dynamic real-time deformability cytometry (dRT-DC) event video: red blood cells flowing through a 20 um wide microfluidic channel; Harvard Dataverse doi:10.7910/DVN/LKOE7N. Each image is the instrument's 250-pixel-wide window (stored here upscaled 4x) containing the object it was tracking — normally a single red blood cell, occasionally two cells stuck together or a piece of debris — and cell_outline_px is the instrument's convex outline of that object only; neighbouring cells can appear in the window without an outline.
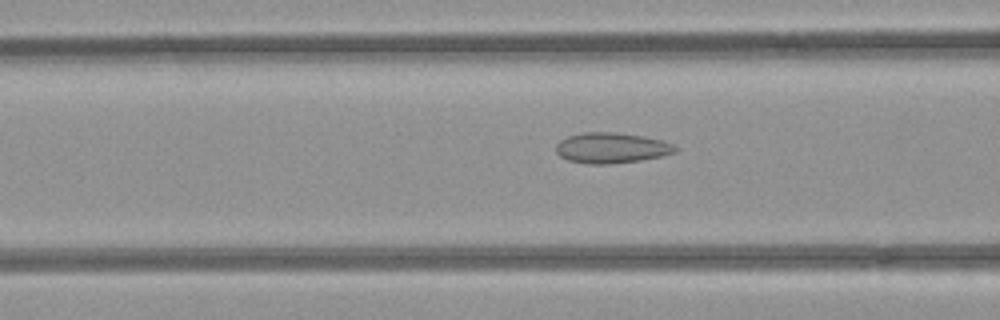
{"species": "common noctule bat (a hibernating species)", "species_latin": "Nyctalus noctula", "temperature_condition": "room temperature", "stored_images_in_passage": 47, "camera_frame_rate_fps": 3000, "um_per_image_px": 0.085, "animal": {"sex": "female", "body_mass_g": 21.9}, "frame": {"image": 1, "passage_image": 20, "time_ms": 6.333, "image_size_px": [1000, 320], "cell_outline_px": [[676, 152], [660, 156], [640, 160], [608, 164], [588, 164], [568, 160], [560, 156], [556, 152], [556, 144], [560, 140], [568, 136], [584, 132], [616, 132], [644, 136], [664, 140], [672, 144], [676, 148]], "centroid_in_image_um": [51.96, 12.56], "position_along_channel_um": 114.6, "area_um2": 21.21}}
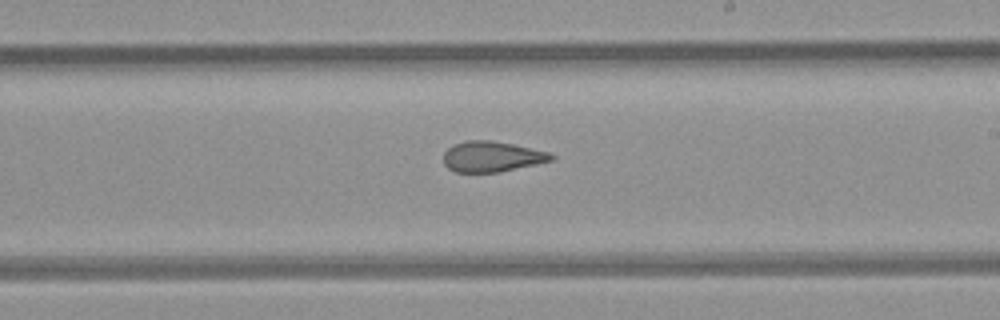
{"frame": {"image": 2, "passage_image": 30, "time_ms": 9.667, "image_size_px": [1000, 320], "cell_outline_px": [[556, 160], [500, 172], [456, 172], [448, 168], [444, 164], [444, 152], [448, 148], [456, 144], [468, 140], [492, 140], [512, 144], [548, 152], [556, 156]], "centroid_in_image_um": [41.84, 13.32], "position_along_channel_um": 247.2, "area_um2": 19.19}}
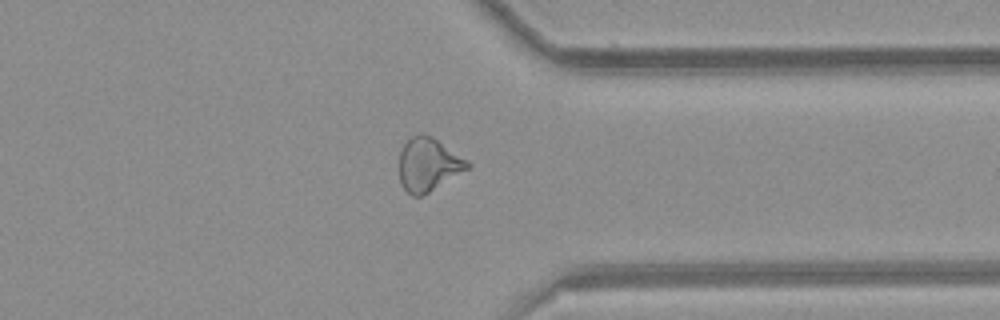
{"frame": {"image": 3, "passage_image": 40, "time_ms": 13.0, "image_size_px": [1000, 320], "cell_outline_px": [[472, 164], [468, 168], [428, 192], [420, 196], [412, 196], [400, 184], [400, 152], [404, 144], [412, 136], [420, 132], [424, 132], [432, 136], [468, 160]], "centroid_in_image_um": [36.39, 13.95], "position_along_channel_um": 375.0, "area_um2": 20.98}, "authors_computed_cell_mechanics": {"area_um2": 21.0392, "velocity_mm_per_s": 3.9746, "shape_relaxation_time_tau1_ms": null, "shape_relaxation_time_tau2_ms": 2.1344, "deformation_change_tau1": null, "deformation_change_tau2": 0.1034}}